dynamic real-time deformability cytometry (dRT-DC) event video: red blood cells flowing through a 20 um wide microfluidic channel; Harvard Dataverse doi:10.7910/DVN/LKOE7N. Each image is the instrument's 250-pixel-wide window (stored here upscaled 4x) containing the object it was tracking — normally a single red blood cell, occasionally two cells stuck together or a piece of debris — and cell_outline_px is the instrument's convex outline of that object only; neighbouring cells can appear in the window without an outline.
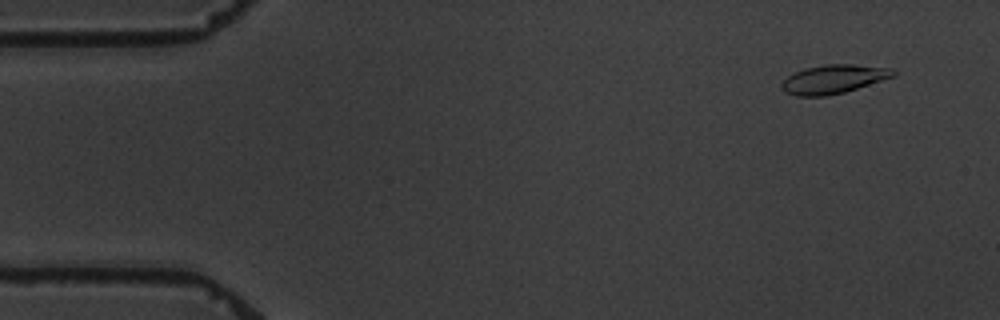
{"species": "common noctule bat (a hibernating species)", "species_latin": "Nyctalus noctula", "temperature_condition": "warm", "stored_images_in_passage": 4, "camera_frame_rate_fps": 3000, "um_per_image_px": 0.085, "animal": {"sex": "male", "body_mass_g": 19.5, "forearm_length_mm": 54.6}, "frame": {"image": 1, "passage_image": 2, "time_ms": 1.0, "image_size_px": [1000, 320], "cell_outline_px": [[896, 76], [844, 92], [828, 96], [796, 96], [784, 92], [780, 88], [780, 84], [788, 76], [804, 68], [824, 64], [852, 64], [892, 68], [896, 72]], "centroid_in_image_um": [70.84, 6.73], "position_along_channel_um": 14.2, "area_um2": 18.84}}